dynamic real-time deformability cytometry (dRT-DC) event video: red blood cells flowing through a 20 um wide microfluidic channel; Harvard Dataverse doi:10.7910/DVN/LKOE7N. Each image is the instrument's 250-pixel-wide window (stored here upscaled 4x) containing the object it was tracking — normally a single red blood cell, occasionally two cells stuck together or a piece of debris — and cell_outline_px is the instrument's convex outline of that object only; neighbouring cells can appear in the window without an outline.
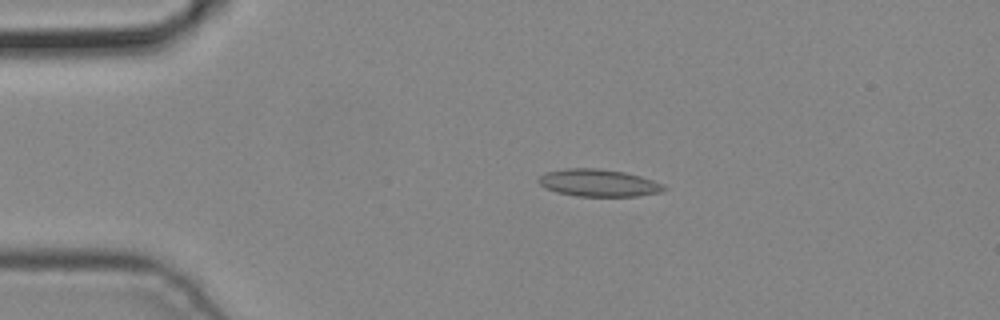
{"species": "common noctule bat (a hibernating species)", "species_latin": "Nyctalus noctula", "temperature_condition": "cold", "stored_images_in_passage": 2, "camera_frame_rate_fps": 3000, "um_per_image_px": 0.085, "animal": {"sex": "male", "body_mass_g": 19.2, "forearm_length_mm": 51.8}, "frame": {"image": 1, "passage_image": 1, "time_ms": 0.0, "image_size_px": [1000, 320], "cell_outline_px": [[668, 188], [660, 192], [636, 196], [576, 196], [556, 192], [544, 188], [536, 180], [544, 172], [564, 168], [596, 168], [624, 172], [640, 176], [664, 184]], "centroid_in_image_um": [50.83, 15.54], "position_along_channel_um": 34.2, "area_um2": 20.06}}